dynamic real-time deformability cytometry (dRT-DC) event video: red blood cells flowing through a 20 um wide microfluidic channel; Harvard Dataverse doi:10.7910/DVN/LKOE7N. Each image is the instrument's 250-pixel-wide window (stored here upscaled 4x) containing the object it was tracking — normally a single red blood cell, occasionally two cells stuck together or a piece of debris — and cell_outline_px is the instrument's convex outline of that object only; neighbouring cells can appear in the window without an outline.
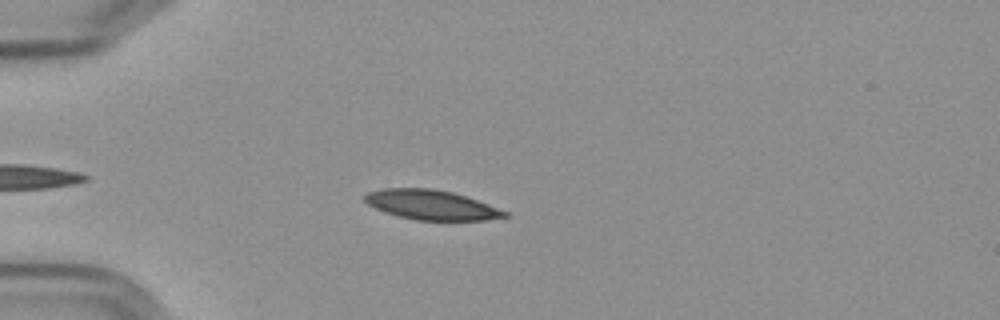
{"species": "Egyptian fruit bat (a non-hibernating species)", "species_latin": "Rousettus aegyptiacus", "temperature_condition": "cold", "stored_images_in_passage": 41, "camera_frame_rate_fps": 3000, "um_per_image_px": 0.085, "frame": {"image": 1, "passage_image": 7, "time_ms": 2.0, "image_size_px": [1000, 320], "cell_outline_px": [[508, 216], [484, 220], [416, 220], [396, 216], [384, 212], [368, 204], [364, 200], [364, 196], [368, 192], [380, 188], [432, 188], [452, 192], [488, 204], [508, 212]], "centroid_in_image_um": [36.62, 17.41], "position_along_channel_um": 48.4, "area_um2": 24.1}}
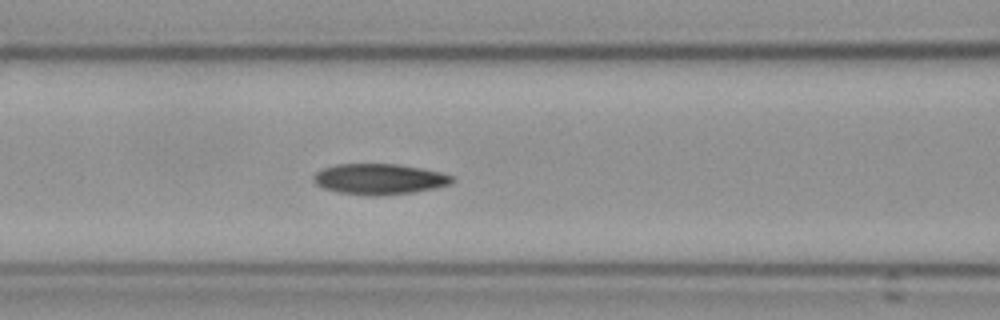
{"frame": {"image": 2, "passage_image": 16, "time_ms": 5.0, "image_size_px": [1000, 320], "cell_outline_px": [[456, 180], [448, 184], [436, 188], [412, 192], [376, 196], [368, 196], [336, 192], [324, 188], [316, 184], [312, 180], [312, 176], [320, 168], [336, 164], [396, 164], [420, 168], [440, 172], [452, 176]], "centroid_in_image_um": [32.18, 15.22], "position_along_channel_um": 134.4, "area_um2": 24.91}}
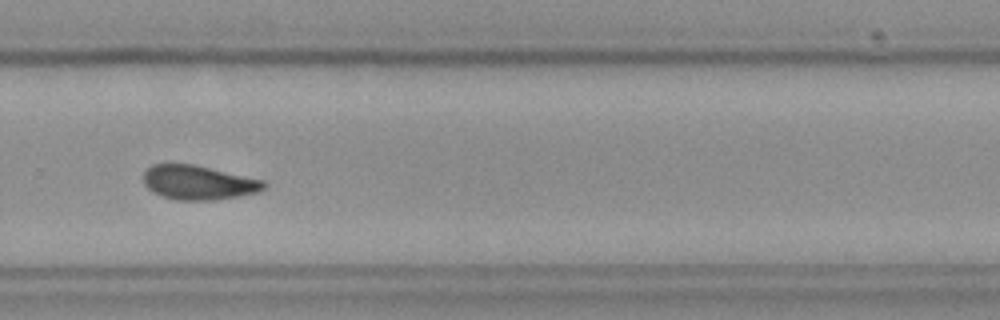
{"frame": {"image": 3, "passage_image": 31, "time_ms": 10.0, "image_size_px": [1000, 320], "cell_outline_px": [[268, 184], [264, 188], [256, 192], [240, 196], [216, 200], [176, 200], [160, 196], [148, 188], [144, 184], [144, 172], [152, 164], [192, 164], [264, 180]], "centroid_in_image_um": [16.86, 15.52], "position_along_channel_um": 312.9, "area_um2": 23.99}, "authors_computed_cell_mechanics": {"area_um2": 24.5072, "velocity_mm_per_s": 3.5753, "shape_relaxation_time_tau1_ms": 5.8915, "shape_relaxation_time_tau2_ms": 6.4955, "deformation_change_tau1": 0.1431, "deformation_change_tau2": 0.1178}}